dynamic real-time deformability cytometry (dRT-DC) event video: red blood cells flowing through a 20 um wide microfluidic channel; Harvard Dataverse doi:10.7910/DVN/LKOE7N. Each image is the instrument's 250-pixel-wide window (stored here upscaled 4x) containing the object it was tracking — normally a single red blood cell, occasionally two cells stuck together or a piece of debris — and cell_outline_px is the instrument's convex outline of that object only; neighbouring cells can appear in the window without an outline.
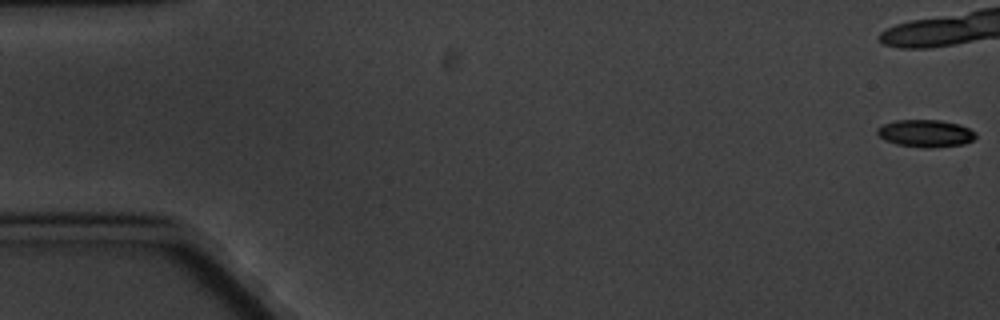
{"species": "common noctule bat (a hibernating species)", "species_latin": "Nyctalus noctula", "temperature_condition": "cold", "stored_images_in_passage": 6, "camera_frame_rate_fps": 3000, "um_per_image_px": 0.085, "animal": {"sex": "male", "body_mass_g": 20.1, "forearm_length_mm": 53.5}, "frame": {"image": 1, "passage_image": 1, "time_ms": 0.0, "image_size_px": [1000, 320], "cell_outline_px": [[976, 136], [972, 140], [964, 144], [932, 148], [924, 148], [896, 144], [884, 140], [876, 132], [876, 128], [884, 124], [896, 120], [940, 120], [960, 124], [976, 132]], "centroid_in_image_um": [78.67, 11.34], "position_along_channel_um": 6.3, "area_um2": 15.78}}
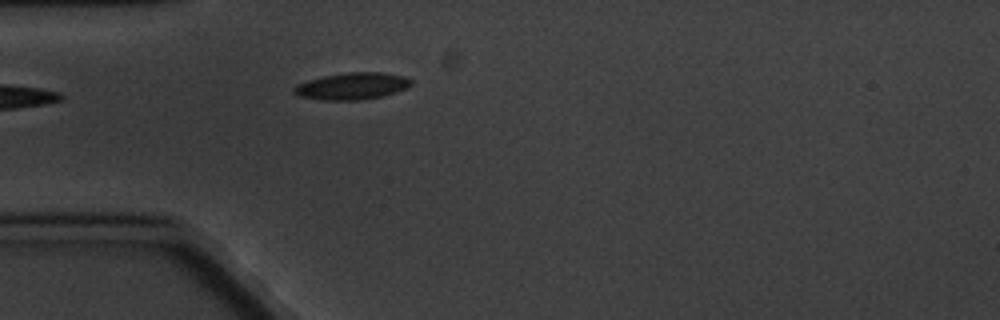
{"frame": {"image": 2, "passage_image": 6, "time_ms": 7.0, "image_size_px": [1000, 320], "cell_outline_px": [[412, 84], [396, 92], [384, 96], [360, 100], [324, 100], [300, 96], [292, 92], [292, 88], [296, 84], [308, 80], [324, 76], [344, 72], [380, 72], [404, 76], [412, 80]], "centroid_in_image_um": [29.91, 7.31], "position_along_channel_um": 55.1, "area_um2": 18.38}}